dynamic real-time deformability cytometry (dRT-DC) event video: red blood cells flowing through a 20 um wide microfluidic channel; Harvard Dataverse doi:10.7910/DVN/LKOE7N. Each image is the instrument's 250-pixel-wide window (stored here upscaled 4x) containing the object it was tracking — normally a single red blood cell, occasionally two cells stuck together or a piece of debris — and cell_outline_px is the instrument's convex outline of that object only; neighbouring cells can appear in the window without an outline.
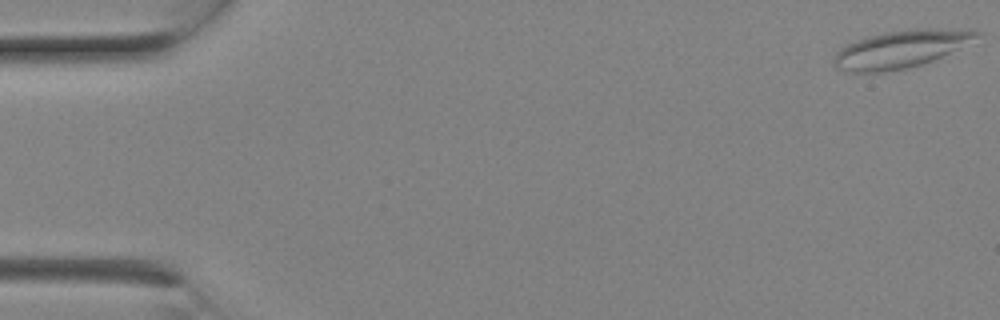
{"species": "Egyptian fruit bat (a non-hibernating species)", "species_latin": "Rousettus aegyptiacus", "temperature_condition": "room temperature", "stored_images_in_passage": 8, "camera_frame_rate_fps": 3000, "um_per_image_px": 0.085, "animal": {"sex": "female"}, "frame": {"image": 1, "passage_image": 1, "time_ms": 0.0, "image_size_px": [1000, 320], "cell_outline_px": [[980, 32], [976, 36], [956, 48], [932, 60], [908, 68], [884, 72], [852, 72], [836, 68], [832, 64], [832, 60], [836, 52], [840, 48], [848, 44], [868, 36], [888, 32], [916, 28], [932, 28]], "centroid_in_image_um": [76.4, 4.2], "position_along_channel_um": 8.6, "area_um2": 30.17}}